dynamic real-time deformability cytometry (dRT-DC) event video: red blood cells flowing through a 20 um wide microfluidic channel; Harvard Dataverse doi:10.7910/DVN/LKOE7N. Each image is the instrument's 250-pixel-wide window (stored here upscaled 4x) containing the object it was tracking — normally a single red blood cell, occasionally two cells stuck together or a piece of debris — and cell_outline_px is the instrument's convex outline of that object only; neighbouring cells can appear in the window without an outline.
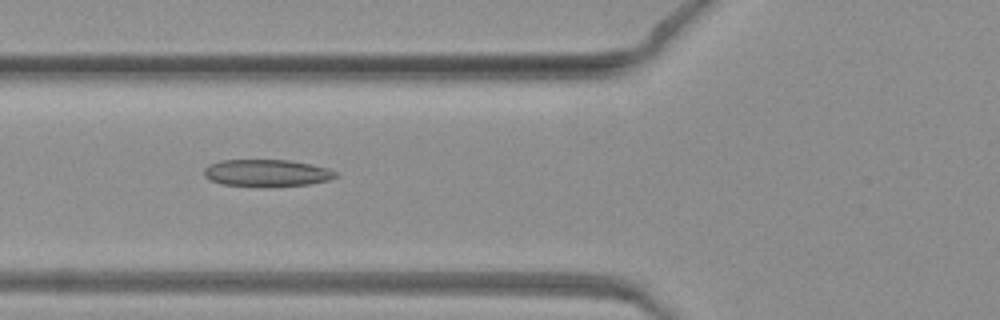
{"species": "common noctule bat (a hibernating species)", "species_latin": "Nyctalus noctula", "temperature_condition": "warm", "stored_images_in_passage": 36, "camera_frame_rate_fps": 3000, "um_per_image_px": 0.085, "animal": {"sex": "female", "body_mass_g": 19.3, "forearm_length_mm": 54.1}, "frame": {"image": 1, "passage_image": 5, "time_ms": 1.333, "image_size_px": [1000, 320], "cell_outline_px": [[340, 176], [328, 180], [308, 184], [260, 188], [220, 184], [208, 180], [204, 176], [204, 168], [208, 164], [220, 160], [288, 160], [312, 164], [328, 168], [336, 172]], "centroid_in_image_um": [22.64, 14.72], "position_along_channel_um": 103.2, "area_um2": 21.33}}
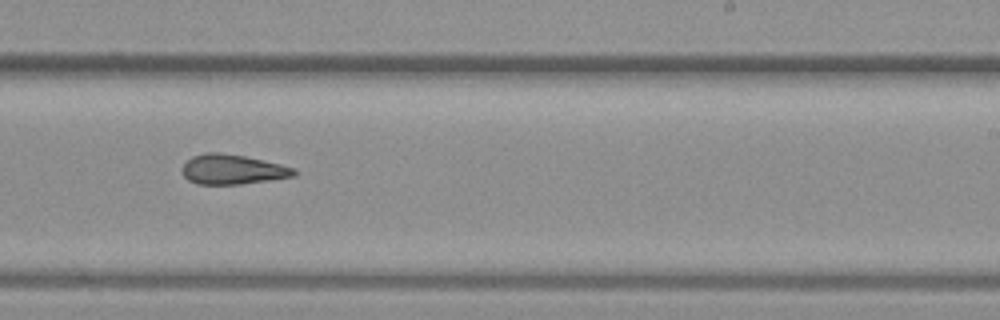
{"frame": {"image": 2, "passage_image": 17, "time_ms": 5.333, "image_size_px": [1000, 320], "cell_outline_px": [[300, 172], [296, 176], [240, 184], [196, 184], [188, 180], [184, 176], [180, 168], [192, 156], [204, 152], [220, 152], [244, 156], [280, 164], [296, 168]], "centroid_in_image_um": [19.77, 14.4], "position_along_channel_um": 269.2, "area_um2": 19.59}}
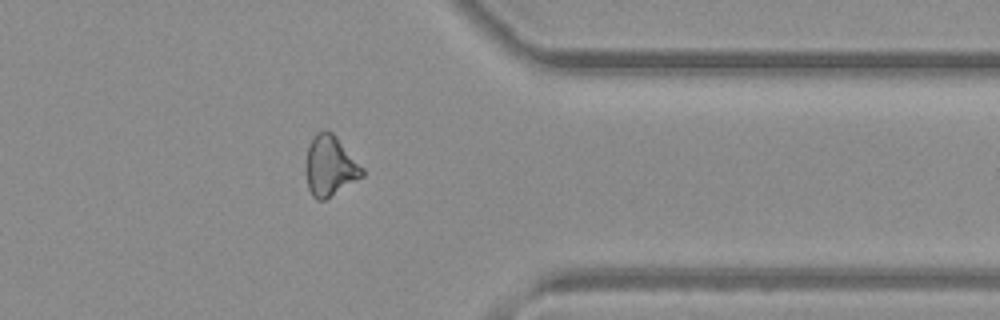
{"frame": {"image": 3, "passage_image": 26, "time_ms": 8.333, "image_size_px": [1000, 320], "cell_outline_px": [[364, 176], [324, 200], [316, 200], [312, 196], [308, 188], [304, 172], [304, 164], [308, 144], [312, 136], [316, 132], [324, 128], [328, 128], [336, 136], [364, 168]], "centroid_in_image_um": [28.01, 14.07], "position_along_channel_um": 383.4, "area_um2": 20.4}}